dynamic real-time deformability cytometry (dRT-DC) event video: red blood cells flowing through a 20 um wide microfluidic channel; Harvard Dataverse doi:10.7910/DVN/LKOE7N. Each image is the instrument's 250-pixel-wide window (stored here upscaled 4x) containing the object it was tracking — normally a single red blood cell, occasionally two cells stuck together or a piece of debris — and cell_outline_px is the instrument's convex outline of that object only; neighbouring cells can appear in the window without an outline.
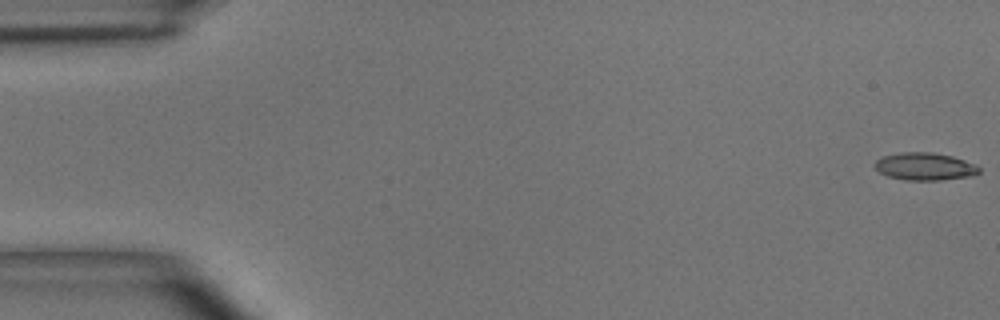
{"species": "common noctule bat (a hibernating species)", "species_latin": "Nyctalus noctula", "temperature_condition": "room temperature", "stored_images_in_passage": 14, "camera_frame_rate_fps": 3000, "um_per_image_px": 0.085, "animal": {"sex": "male", "body_mass_g": 15.6}, "frame": {"image": 1, "passage_image": 1, "time_ms": 0.0, "image_size_px": [1000, 320], "cell_outline_px": [[980, 172], [976, 176], [940, 180], [908, 180], [888, 176], [880, 172], [876, 168], [876, 160], [884, 156], [900, 152], [932, 152], [952, 156], [976, 164], [980, 168]], "centroid_in_image_um": [78.68, 14.15], "position_along_channel_um": 6.3, "area_um2": 16.76}}